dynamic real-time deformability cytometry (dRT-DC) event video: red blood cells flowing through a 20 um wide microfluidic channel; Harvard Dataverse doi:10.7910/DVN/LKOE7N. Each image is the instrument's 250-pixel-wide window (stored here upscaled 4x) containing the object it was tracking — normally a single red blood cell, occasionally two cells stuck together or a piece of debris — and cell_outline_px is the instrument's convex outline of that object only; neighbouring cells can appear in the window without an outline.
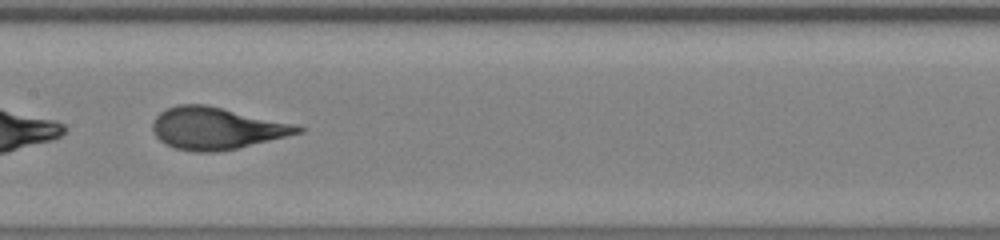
{"species": "human", "species_latin": "Homo sapiens", "temperature_condition": "warm", "stored_images_in_passage": 50, "camera_frame_rate_fps": 3000, "um_per_image_px": 0.085, "donor": {"sex": "male"}, "frame": {"image": 1, "passage_image": 27, "time_ms": 8.667, "image_size_px": [1000, 240], "cell_outline_px": [[308, 128], [304, 132], [236, 148], [216, 152], [192, 152], [176, 148], [160, 140], [156, 136], [152, 128], [152, 124], [156, 116], [160, 112], [176, 104], [208, 104], [296, 124]], "centroid_in_image_um": [18.43, 10.89], "position_along_channel_um": 189.0, "area_um2": 35.66}}
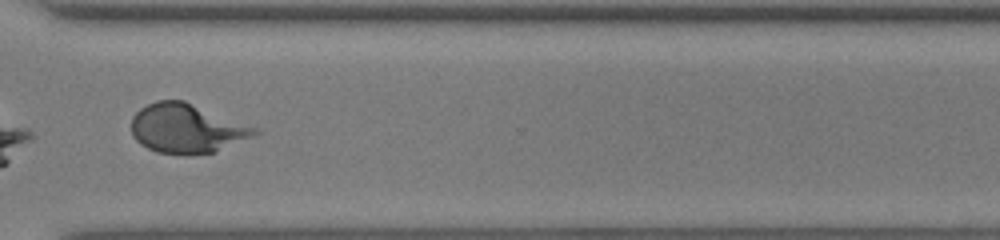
{"frame": {"image": 2, "passage_image": 40, "time_ms": 13.0, "image_size_px": [1000, 240], "cell_outline_px": [[260, 132], [252, 136], [212, 152], [188, 156], [156, 152], [140, 144], [132, 136], [132, 116], [140, 108], [156, 100], [184, 100], [260, 128]], "centroid_in_image_um": [15.86, 10.91], "position_along_channel_um": 354.7, "area_um2": 35.55}, "authors_computed_cell_mechanics": {"area_um2": 35.2002, "velocity_mm_per_s": 3.8305, "shape_relaxation_time_tau1_ms": 4.4259, "shape_relaxation_time_tau2_ms": null, "deformation_change_tau1": 0.2461, "deformation_change_tau2": null}}